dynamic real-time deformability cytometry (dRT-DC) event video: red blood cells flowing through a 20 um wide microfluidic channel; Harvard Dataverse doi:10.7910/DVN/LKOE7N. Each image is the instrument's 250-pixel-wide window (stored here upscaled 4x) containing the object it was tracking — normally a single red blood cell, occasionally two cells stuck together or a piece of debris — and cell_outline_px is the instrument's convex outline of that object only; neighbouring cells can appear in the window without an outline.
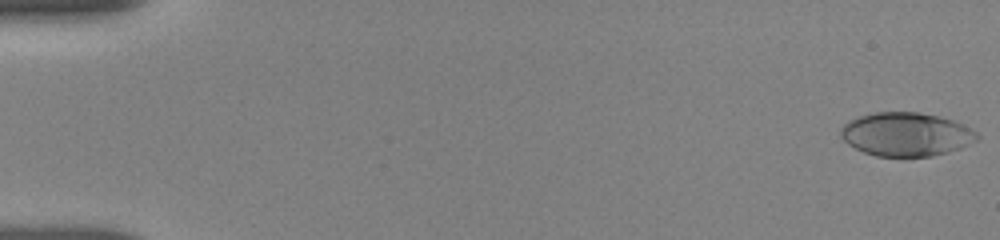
{"species": "human", "species_latin": "Homo sapiens", "temperature_condition": "room temperature", "stored_images_in_passage": 8, "camera_frame_rate_fps": 3000, "um_per_image_px": 0.085, "donor": {"sex": "female"}, "frame": {"image": 1, "passage_image": 1, "time_ms": 0.0, "image_size_px": [1000, 240], "cell_outline_px": [[980, 136], [976, 140], [960, 148], [948, 152], [932, 156], [876, 156], [864, 152], [848, 144], [840, 136], [840, 128], [848, 120], [860, 116], [876, 112], [920, 112], [940, 116], [952, 120], [972, 128]], "centroid_in_image_um": [77.01, 11.41], "position_along_channel_um": 8.0, "area_um2": 34.68}}
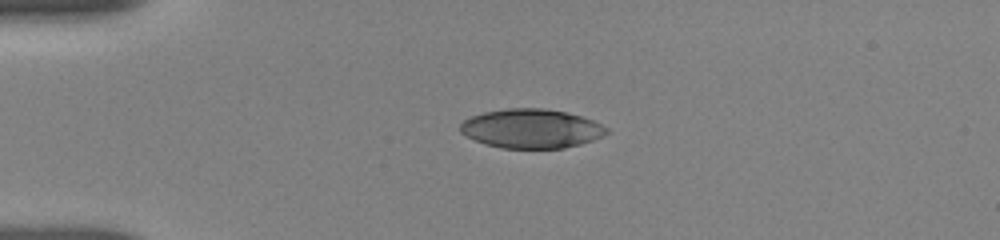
{"frame": {"image": 2, "passage_image": 5, "time_ms": 4.0, "image_size_px": [1000, 240], "cell_outline_px": [[608, 132], [604, 136], [580, 144], [564, 148], [500, 148], [476, 140], [460, 132], [460, 124], [464, 120], [472, 116], [484, 112], [508, 108], [544, 108], [568, 112], [592, 120], [608, 128]], "centroid_in_image_um": [45.18, 10.92], "position_along_channel_um": 39.8, "area_um2": 33.23}}
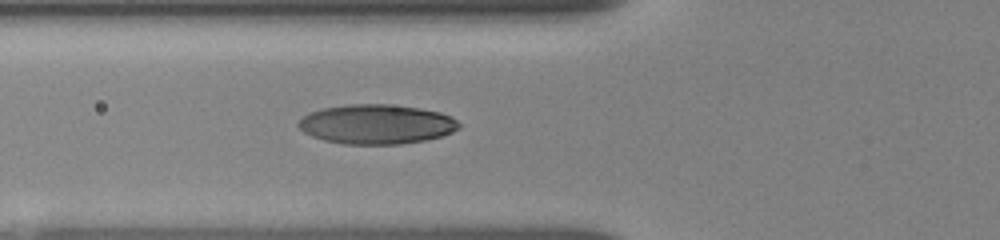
{"frame": {"image": 3, "passage_image": 8, "time_ms": 6.333, "image_size_px": [1000, 240], "cell_outline_px": [[460, 128], [452, 132], [440, 136], [424, 140], [400, 144], [344, 144], [324, 140], [312, 136], [304, 132], [296, 124], [308, 112], [324, 108], [348, 104], [388, 104], [420, 108], [440, 112], [452, 116], [460, 124]], "centroid_in_image_um": [32.0, 10.55], "position_along_channel_um": 93.8, "area_um2": 36.99}}